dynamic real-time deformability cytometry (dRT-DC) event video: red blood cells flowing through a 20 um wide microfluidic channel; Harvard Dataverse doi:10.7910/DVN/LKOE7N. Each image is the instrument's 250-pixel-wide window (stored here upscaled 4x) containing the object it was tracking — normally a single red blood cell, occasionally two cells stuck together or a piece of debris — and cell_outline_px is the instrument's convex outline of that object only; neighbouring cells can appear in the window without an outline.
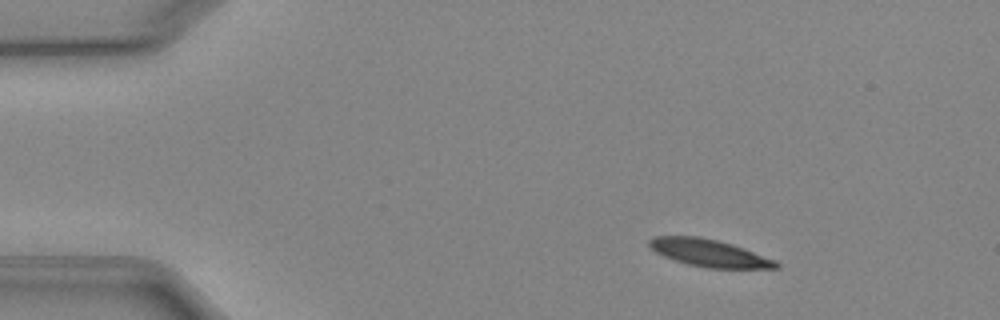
{"species": "Egyptian fruit bat (a non-hibernating species)", "species_latin": "Rousettus aegyptiacus", "temperature_condition": "cold", "stored_images_in_passage": 4, "camera_frame_rate_fps": 3000, "um_per_image_px": 0.085, "animal": {"sex": "female"}, "frame": {"image": 1, "passage_image": 2, "time_ms": 1.333, "image_size_px": [1000, 320], "cell_outline_px": [[780, 268], [708, 268], [688, 264], [664, 256], [656, 252], [648, 244], [648, 240], [652, 236], [700, 236], [732, 244], [744, 248], [776, 260], [780, 264]], "centroid_in_image_um": [60.29, 21.5], "position_along_channel_um": 24.7, "area_um2": 20.11}}